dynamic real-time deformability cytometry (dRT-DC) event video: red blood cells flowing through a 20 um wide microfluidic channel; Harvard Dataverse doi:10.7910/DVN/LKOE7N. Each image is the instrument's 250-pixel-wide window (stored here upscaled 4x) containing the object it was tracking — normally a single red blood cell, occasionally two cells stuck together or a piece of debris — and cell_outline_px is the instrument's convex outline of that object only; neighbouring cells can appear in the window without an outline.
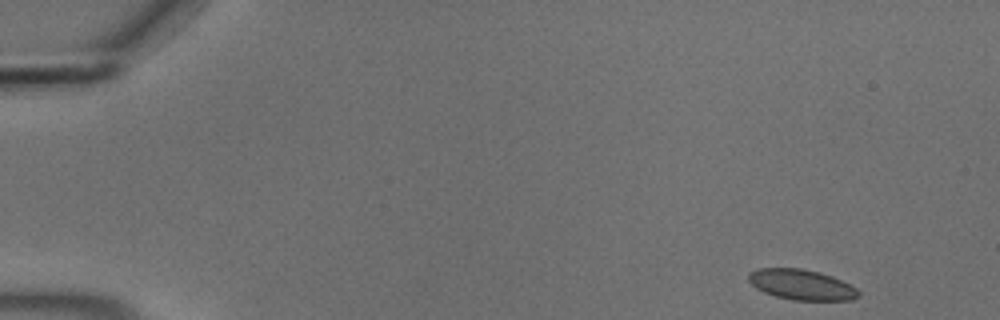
{"species": "common noctule bat (a hibernating species)", "species_latin": "Nyctalus noctula", "temperature_condition": "cold", "stored_images_in_passage": 52, "camera_frame_rate_fps": 3000, "um_per_image_px": 0.085, "animal": {"sex": "male", "body_mass_g": 18.8}, "frame": {"image": 1, "passage_image": 1, "time_ms": 0.0, "image_size_px": [1000, 320], "cell_outline_px": [[860, 296], [852, 300], [792, 300], [776, 296], [764, 292], [756, 288], [748, 280], [748, 272], [756, 268], [800, 268], [820, 272], [832, 276], [856, 288], [860, 292]], "centroid_in_image_um": [68.11, 24.19], "position_along_channel_um": 16.9, "area_um2": 19.54}}
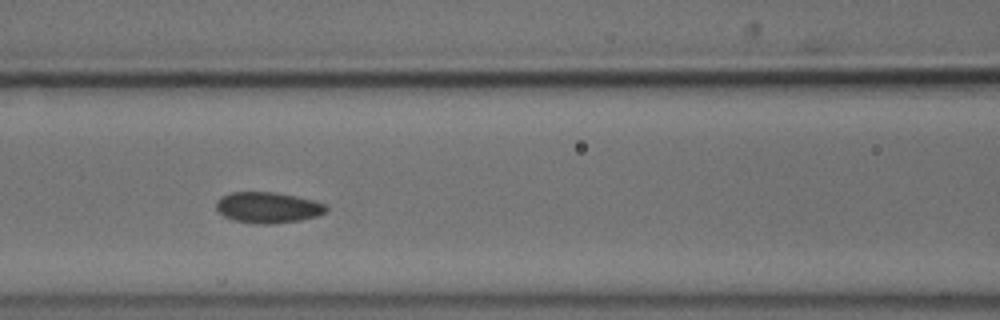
{"frame": {"image": 2, "passage_image": 21, "time_ms": 6.667, "image_size_px": [1000, 320], "cell_outline_px": [[328, 208], [324, 212], [316, 216], [300, 220], [272, 224], [256, 224], [236, 220], [224, 216], [216, 208], [216, 200], [220, 196], [232, 192], [276, 192], [296, 196], [312, 200], [324, 204]], "centroid_in_image_um": [22.74, 17.63], "position_along_channel_um": 143.9, "area_um2": 19.71}}
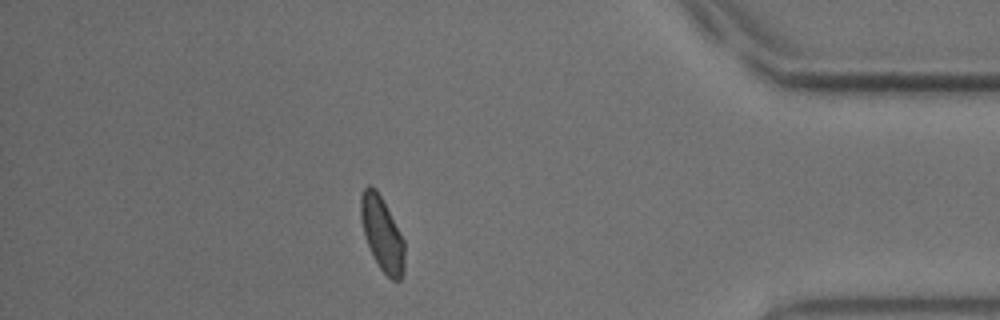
{"frame": {"image": 3, "passage_image": 45, "time_ms": 14.667, "image_size_px": [1000, 320], "cell_outline_px": [[404, 276], [400, 280], [392, 280], [380, 268], [364, 236], [360, 216], [360, 196], [364, 188], [368, 184], [372, 184], [376, 188], [400, 232], [404, 240]], "centroid_in_image_um": [32.47, 19.85], "position_along_channel_um": 402.7, "area_um2": 18.79}, "authors_computed_cell_mechanics": {"area_um2": 19.3341, "velocity_mm_per_s": 3.66, "shape_relaxation_time_tau1_ms": 4.2687, "shape_relaxation_time_tau2_ms": 7.7193, "deformation_change_tau1": 0.0751, "deformation_change_tau2": 0.0959}}